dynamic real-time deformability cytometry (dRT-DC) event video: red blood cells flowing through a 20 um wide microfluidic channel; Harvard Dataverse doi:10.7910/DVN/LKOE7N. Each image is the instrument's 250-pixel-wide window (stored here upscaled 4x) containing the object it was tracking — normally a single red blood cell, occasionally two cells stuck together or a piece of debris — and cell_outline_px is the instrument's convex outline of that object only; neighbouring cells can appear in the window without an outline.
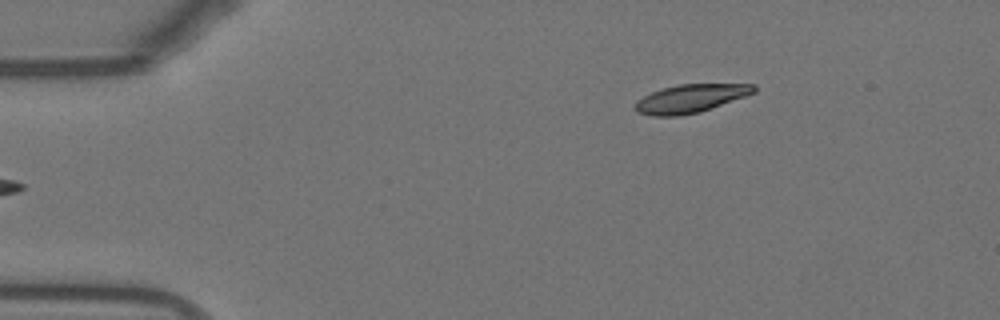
{"species": "Egyptian fruit bat (a non-hibernating species)", "species_latin": "Rousettus aegyptiacus", "temperature_condition": "warm", "stored_images_in_passage": 13, "camera_frame_rate_fps": 3000, "um_per_image_px": 0.085, "animal": {"sex": "female"}, "frame": {"image": 1, "passage_image": 1, "time_ms": 0.0, "image_size_px": [1000, 320], "cell_outline_px": [[756, 92], [700, 112], [680, 116], [652, 116], [636, 112], [632, 108], [636, 100], [652, 92], [664, 88], [680, 84], [756, 84]], "centroid_in_image_um": [58.65, 8.38], "position_along_channel_um": 26.3, "area_um2": 19.59}}
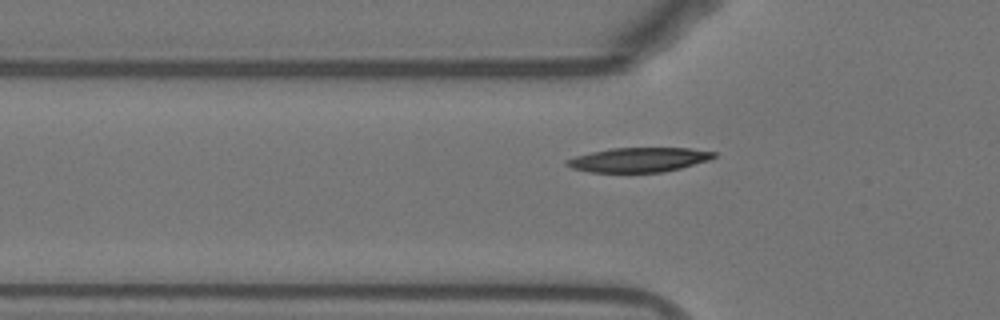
{"frame": {"image": 2, "passage_image": 10, "time_ms": 3.0, "image_size_px": [1000, 320], "cell_outline_px": [[716, 156], [708, 160], [680, 168], [660, 172], [592, 172], [572, 168], [564, 164], [564, 160], [576, 156], [592, 152], [612, 148], [688, 148], [716, 152]], "centroid_in_image_um": [54.27, 13.58], "position_along_channel_um": 71.5, "area_um2": 20.75}}